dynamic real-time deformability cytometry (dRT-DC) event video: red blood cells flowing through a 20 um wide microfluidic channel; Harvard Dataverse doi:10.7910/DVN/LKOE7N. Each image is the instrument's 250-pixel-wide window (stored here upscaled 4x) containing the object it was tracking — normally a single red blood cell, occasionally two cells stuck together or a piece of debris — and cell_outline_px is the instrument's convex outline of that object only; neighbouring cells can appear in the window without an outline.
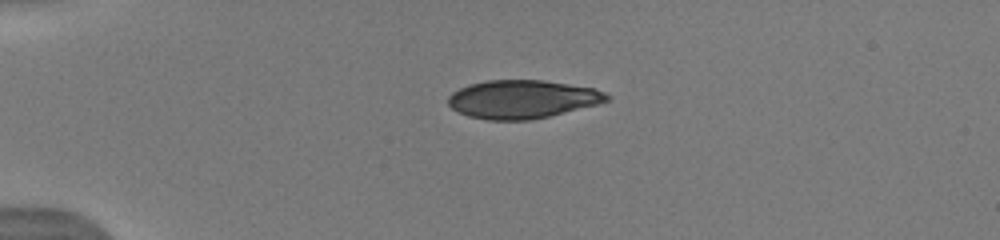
{"species": "human", "species_latin": "Homo sapiens", "temperature_condition": "warm", "stored_images_in_passage": 8, "camera_frame_rate_fps": 3000, "um_per_image_px": 0.085, "donor": {"sex": "male"}, "frame": {"image": 1, "passage_image": 1, "time_ms": 0.0, "image_size_px": [1000, 240], "cell_outline_px": [[612, 96], [608, 100], [596, 104], [548, 116], [528, 120], [488, 120], [468, 116], [452, 108], [448, 104], [448, 96], [452, 92], [468, 84], [488, 80], [544, 80], [596, 88]], "centroid_in_image_um": [44.38, 8.42], "position_along_channel_um": 40.6, "area_um2": 35.32}}